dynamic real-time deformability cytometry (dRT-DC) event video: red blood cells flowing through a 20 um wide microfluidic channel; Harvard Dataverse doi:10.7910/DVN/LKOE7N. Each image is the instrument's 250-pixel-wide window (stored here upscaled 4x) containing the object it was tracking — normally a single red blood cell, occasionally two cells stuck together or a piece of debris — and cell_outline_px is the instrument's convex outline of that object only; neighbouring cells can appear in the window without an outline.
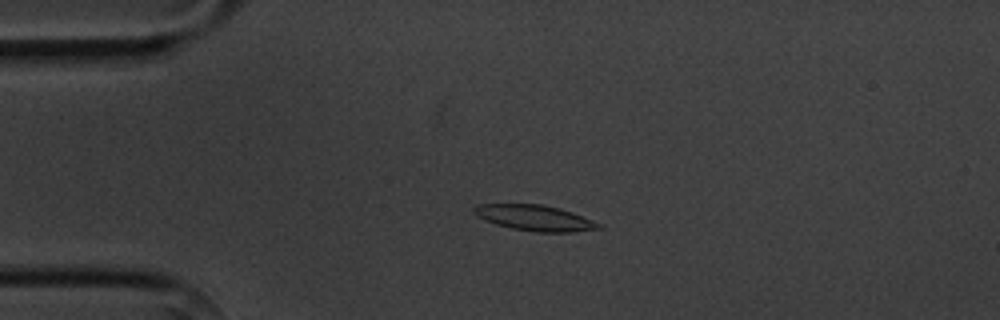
{"species": "common noctule bat (a hibernating species)", "species_latin": "Nyctalus noctula", "temperature_condition": "cold", "stored_images_in_passage": 5, "camera_frame_rate_fps": 3000, "um_per_image_px": 0.085, "animal": {"sex": "male", "body_mass_g": 20.1, "forearm_length_mm": 53.5}, "frame": {"image": 1, "passage_image": 4, "time_ms": 3.667, "image_size_px": [1000, 320], "cell_outline_px": [[600, 228], [572, 232], [536, 232], [512, 228], [496, 224], [472, 212], [472, 208], [476, 204], [540, 204], [560, 208], [572, 212], [592, 220], [600, 224]], "centroid_in_image_um": [45.44, 18.51], "position_along_channel_um": 39.6, "area_um2": 18.38}}